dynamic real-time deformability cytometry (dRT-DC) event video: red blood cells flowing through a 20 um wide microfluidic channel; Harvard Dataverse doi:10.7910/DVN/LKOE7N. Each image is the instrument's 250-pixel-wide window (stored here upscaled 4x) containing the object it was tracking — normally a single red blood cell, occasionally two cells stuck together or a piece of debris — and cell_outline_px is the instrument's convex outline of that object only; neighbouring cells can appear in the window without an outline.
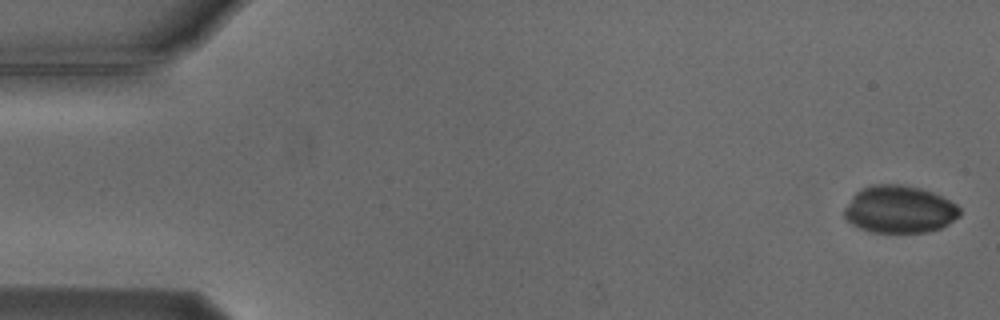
{"species": "Egyptian fruit bat (a non-hibernating species)", "species_latin": "Rousettus aegyptiacus", "temperature_condition": "cold", "stored_images_in_passage": 5, "camera_frame_rate_fps": 3000, "um_per_image_px": 0.085, "animal": {"sex": "male"}, "frame": {"image": 1, "passage_image": 1, "time_ms": 0.0, "image_size_px": [1000, 320], "cell_outline_px": [[960, 216], [948, 224], [940, 228], [928, 232], [872, 232], [860, 228], [852, 224], [844, 216], [844, 208], [852, 196], [860, 188], [872, 184], [900, 184], [920, 188], [932, 192], [956, 204], [960, 208]], "centroid_in_image_um": [76.44, 17.79], "position_along_channel_um": 8.6, "area_um2": 31.91}}